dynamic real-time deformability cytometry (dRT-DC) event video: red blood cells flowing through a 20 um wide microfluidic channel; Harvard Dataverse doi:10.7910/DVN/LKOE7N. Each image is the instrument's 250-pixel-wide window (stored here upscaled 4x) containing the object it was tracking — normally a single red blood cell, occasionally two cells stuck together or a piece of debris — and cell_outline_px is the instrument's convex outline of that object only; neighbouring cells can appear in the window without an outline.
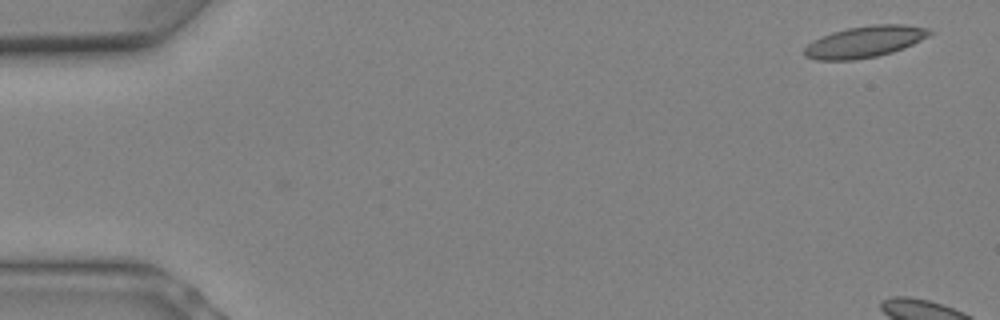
{"species": "Egyptian fruit bat (a non-hibernating species)", "species_latin": "Rousettus aegyptiacus", "temperature_condition": "warm", "stored_images_in_passage": 2, "camera_frame_rate_fps": 3000, "um_per_image_px": 0.085, "animal": {"sex": "female"}, "frame": {"image": 1, "passage_image": 2, "time_ms": 0.333, "image_size_px": [1000, 320], "cell_outline_px": [[932, 32], [928, 36], [912, 44], [892, 52], [876, 56], [856, 60], [816, 60], [804, 56], [804, 48], [808, 44], [832, 32], [848, 28], [872, 24], [904, 24], [928, 28]], "centroid_in_image_um": [73.5, 3.55], "position_along_channel_um": 11.5, "area_um2": 22.72}}